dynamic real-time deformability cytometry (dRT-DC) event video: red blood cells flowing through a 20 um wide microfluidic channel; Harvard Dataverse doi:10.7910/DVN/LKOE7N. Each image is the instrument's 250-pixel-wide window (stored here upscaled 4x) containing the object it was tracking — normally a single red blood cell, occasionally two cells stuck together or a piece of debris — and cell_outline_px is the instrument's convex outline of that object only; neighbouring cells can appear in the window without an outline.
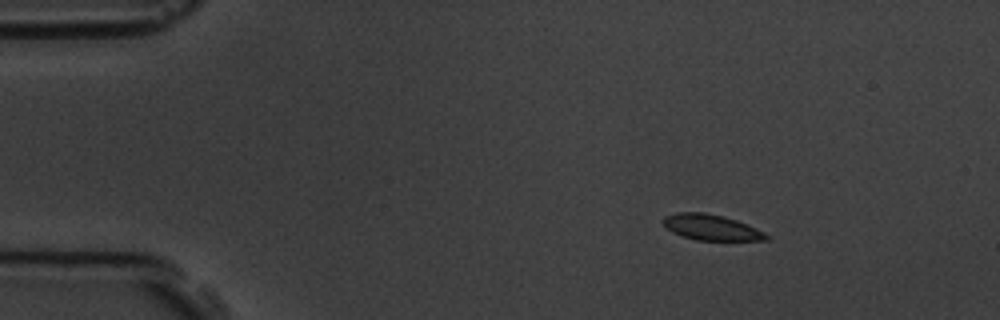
{"species": "common noctule bat (a hibernating species)", "species_latin": "Nyctalus noctula", "temperature_condition": "room temperature", "stored_images_in_passage": 4, "camera_frame_rate_fps": 3000, "um_per_image_px": 0.085, "animal": {"sex": "male", "body_mass_g": 19.5, "forearm_length_mm": 54.6}, "frame": {"image": 1, "passage_image": 1, "time_ms": 0.0, "image_size_px": [1000, 320], "cell_outline_px": [[772, 236], [768, 240], [696, 240], [672, 232], [664, 224], [664, 216], [676, 212], [704, 212], [724, 216], [736, 220], [756, 228]], "centroid_in_image_um": [60.49, 19.32], "position_along_channel_um": 24.5, "area_um2": 15.37}}